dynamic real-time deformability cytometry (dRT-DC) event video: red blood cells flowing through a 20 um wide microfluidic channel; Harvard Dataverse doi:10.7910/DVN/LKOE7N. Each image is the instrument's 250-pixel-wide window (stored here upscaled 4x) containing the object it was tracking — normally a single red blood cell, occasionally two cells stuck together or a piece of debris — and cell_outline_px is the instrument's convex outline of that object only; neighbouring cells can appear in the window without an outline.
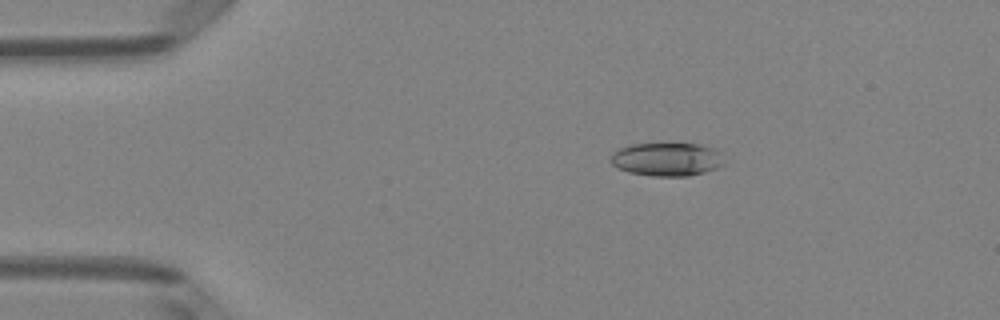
{"species": "Egyptian fruit bat (a non-hibernating species)", "species_latin": "Rousettus aegyptiacus", "temperature_condition": "room temperature", "stored_images_in_passage": 7, "camera_frame_rate_fps": 3000, "um_per_image_px": 0.085, "animal": {"sex": "female"}, "frame": {"image": 1, "passage_image": 3, "time_ms": 0.667, "image_size_px": [1000, 320], "cell_outline_px": [[724, 164], [716, 168], [704, 172], [688, 176], [652, 176], [628, 172], [612, 164], [608, 160], [612, 152], [628, 144], [696, 144], [716, 148], [724, 152]], "centroid_in_image_um": [56.71, 13.53], "position_along_channel_um": 28.3, "area_um2": 22.37}}
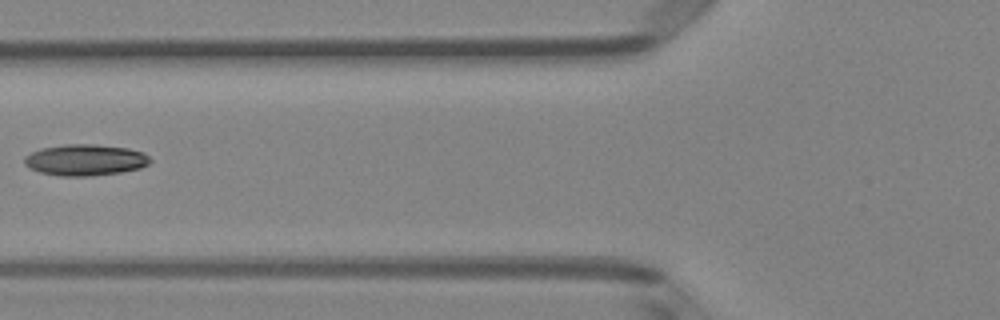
{"frame": {"image": 2, "passage_image": 6, "time_ms": 1.667, "image_size_px": [1000, 320], "cell_outline_px": [[152, 160], [148, 164], [140, 168], [120, 172], [92, 176], [60, 176], [40, 172], [24, 164], [24, 156], [40, 148], [64, 144], [92, 144], [128, 148], [144, 152]], "centroid_in_image_um": [7.25, 13.59], "position_along_channel_um": 118.6, "area_um2": 22.95}}
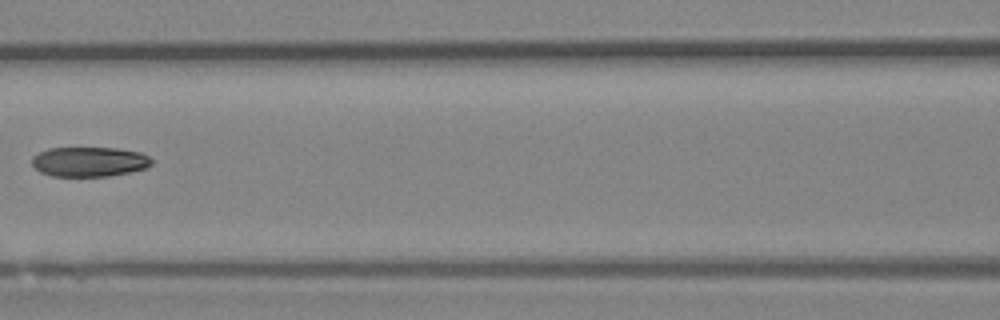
{"frame": {"image": 3, "passage_image": 7, "time_ms": 2.0, "image_size_px": [1000, 320], "cell_outline_px": [[152, 164], [148, 168], [108, 176], [52, 176], [40, 172], [32, 164], [32, 156], [48, 148], [116, 148], [140, 152], [148, 156], [152, 160]], "centroid_in_image_um": [7.59, 13.74], "position_along_channel_um": 159.0, "area_um2": 20.75}}